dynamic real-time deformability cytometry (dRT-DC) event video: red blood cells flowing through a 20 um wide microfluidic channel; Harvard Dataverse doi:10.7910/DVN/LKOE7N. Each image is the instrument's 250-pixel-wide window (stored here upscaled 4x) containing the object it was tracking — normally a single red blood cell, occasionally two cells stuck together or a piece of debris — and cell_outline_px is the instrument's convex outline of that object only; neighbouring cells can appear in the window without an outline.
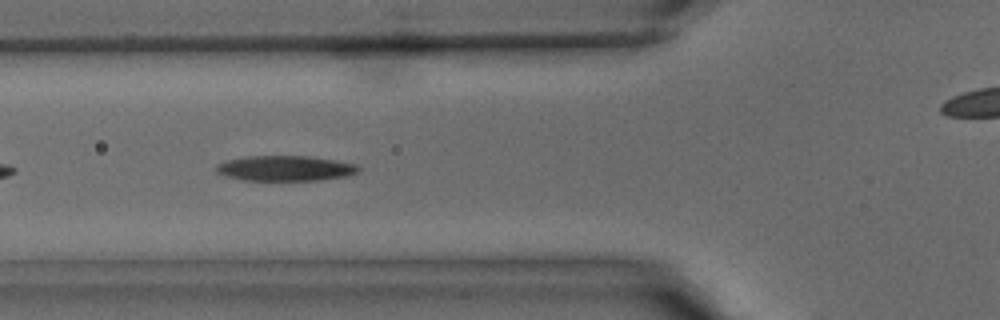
{"species": "common noctule bat (a hibernating species)", "species_latin": "Nyctalus noctula", "temperature_condition": "warm", "stored_images_in_passage": 11, "camera_frame_rate_fps": 3000, "um_per_image_px": 0.085, "animal": {"sex": "male", "body_mass_g": 15.6}, "frame": {"image": 1, "passage_image": 4, "time_ms": 1.0, "image_size_px": [1000, 320], "cell_outline_px": [[360, 172], [348, 176], [320, 180], [244, 180], [228, 176], [216, 172], [216, 164], [228, 160], [248, 156], [308, 156], [336, 160], [356, 164], [360, 168]], "centroid_in_image_um": [24.3, 14.3], "position_along_channel_um": 101.5, "area_um2": 20.92}}